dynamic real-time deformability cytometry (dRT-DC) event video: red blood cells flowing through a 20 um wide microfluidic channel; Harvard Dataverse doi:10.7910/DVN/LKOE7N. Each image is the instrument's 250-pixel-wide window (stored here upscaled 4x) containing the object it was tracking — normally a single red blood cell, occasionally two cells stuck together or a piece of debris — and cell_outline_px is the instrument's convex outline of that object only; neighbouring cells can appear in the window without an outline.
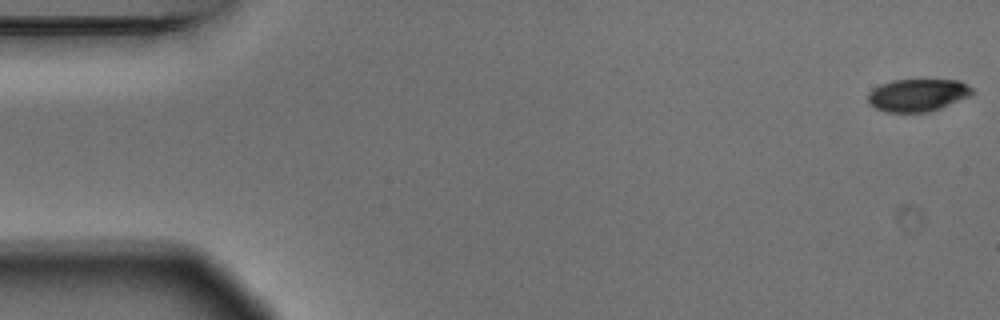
{"species": "Egyptian fruit bat (a non-hibernating species)", "species_latin": "Rousettus aegyptiacus", "temperature_condition": "warm", "stored_images_in_passage": 6, "camera_frame_rate_fps": 3000, "um_per_image_px": 0.085, "animal": {"sex": "male"}, "frame": {"image": 1, "passage_image": 1, "time_ms": 0.0, "image_size_px": [1000, 320], "cell_outline_px": [[976, 92], [968, 96], [940, 108], [928, 112], [884, 112], [868, 104], [868, 92], [872, 88], [880, 84], [892, 80], [960, 80], [968, 84]], "centroid_in_image_um": [77.97, 8.08], "position_along_channel_um": 7.0, "area_um2": 19.88}}
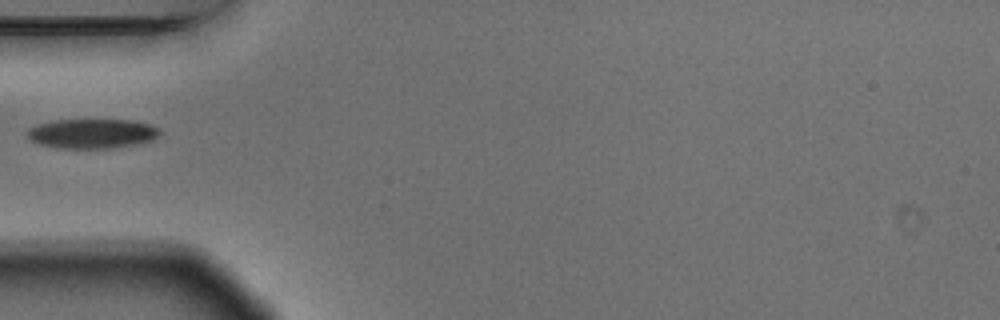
{"frame": {"image": 2, "passage_image": 5, "time_ms": 1.333, "image_size_px": [1000, 320], "cell_outline_px": [[160, 132], [152, 140], [136, 144], [116, 148], [56, 148], [40, 144], [32, 140], [24, 132], [28, 128], [36, 124], [52, 120], [132, 120], [152, 124], [160, 128]], "centroid_in_image_um": [7.81, 11.35], "position_along_channel_um": 77.2, "area_um2": 23.06}}
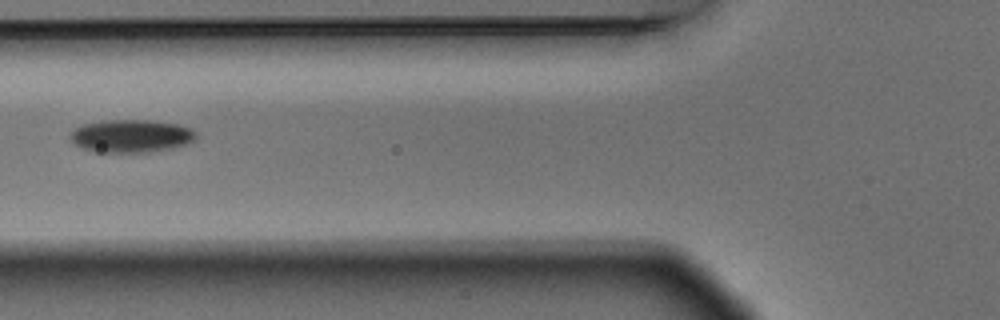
{"frame": {"image": 3, "passage_image": 6, "time_ms": 1.667, "image_size_px": [1000, 320], "cell_outline_px": [[196, 140], [188, 144], [172, 148], [148, 152], [92, 152], [76, 144], [72, 140], [72, 132], [80, 124], [104, 120], [152, 120], [180, 124], [192, 128], [196, 132]], "centroid_in_image_um": [11.21, 11.55], "position_along_channel_um": 114.6, "area_um2": 24.28}}